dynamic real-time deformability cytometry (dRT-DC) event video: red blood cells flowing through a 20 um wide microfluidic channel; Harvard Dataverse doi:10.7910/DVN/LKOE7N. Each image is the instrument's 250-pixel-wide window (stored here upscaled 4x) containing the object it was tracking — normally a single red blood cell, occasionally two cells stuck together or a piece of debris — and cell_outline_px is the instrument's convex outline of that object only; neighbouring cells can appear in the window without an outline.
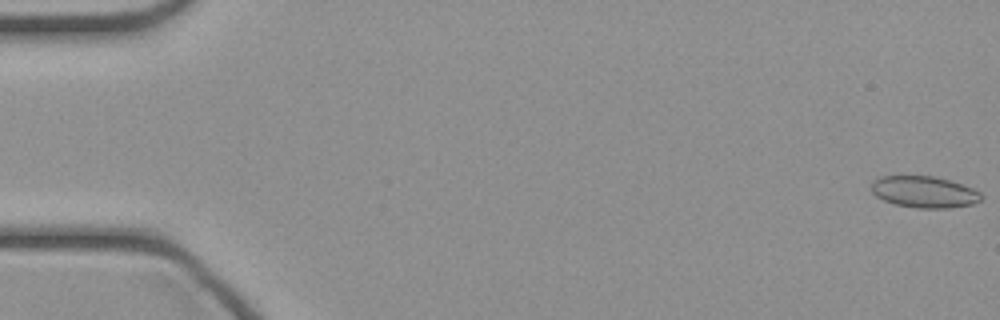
{"species": "common noctule bat (a hibernating species)", "species_latin": "Nyctalus noctula", "temperature_condition": "cold", "stored_images_in_passage": 8, "camera_frame_rate_fps": 3000, "um_per_image_px": 0.085, "animal": {"sex": "female", "body_mass_g": 21.9}, "frame": {"image": 1, "passage_image": 1, "time_ms": 0.0, "image_size_px": [1000, 320], "cell_outline_px": [[984, 196], [980, 200], [972, 204], [948, 208], [916, 208], [896, 204], [884, 200], [876, 196], [872, 192], [872, 180], [880, 176], [936, 176], [972, 188], [980, 192]], "centroid_in_image_um": [78.55, 16.31], "position_along_channel_um": 6.5, "area_um2": 20.11}}